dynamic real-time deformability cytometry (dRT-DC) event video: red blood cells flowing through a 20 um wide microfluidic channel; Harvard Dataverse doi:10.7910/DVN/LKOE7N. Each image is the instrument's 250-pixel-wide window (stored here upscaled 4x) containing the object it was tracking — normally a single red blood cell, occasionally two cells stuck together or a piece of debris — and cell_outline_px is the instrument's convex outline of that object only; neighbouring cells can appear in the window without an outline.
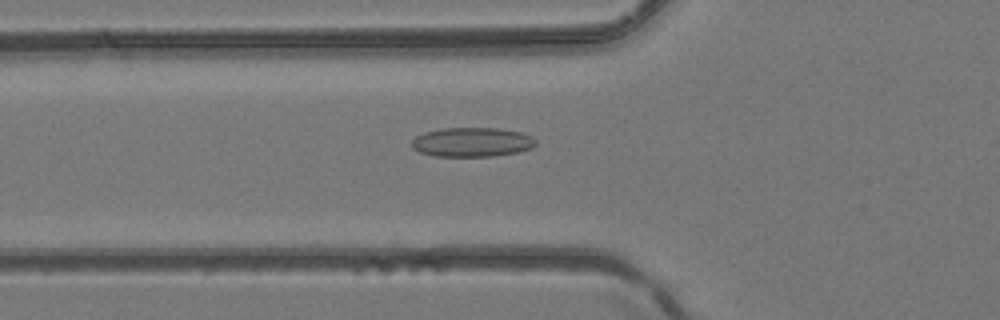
{"species": "common noctule bat (a hibernating species)", "species_latin": "Nyctalus noctula", "temperature_condition": "room temperature", "stored_images_in_passage": 30, "camera_frame_rate_fps": 3000, "um_per_image_px": 0.085, "animal": {"sex": "female", "body_mass_g": 24.6, "forearm_length_mm": 56.2}, "frame": {"image": 1, "passage_image": 4, "time_ms": 1.0, "image_size_px": [1000, 320], "cell_outline_px": [[536, 144], [532, 148], [520, 152], [492, 156], [432, 156], [420, 152], [412, 148], [412, 140], [416, 136], [424, 132], [444, 128], [500, 128], [520, 132], [532, 136], [536, 140]], "centroid_in_image_um": [40.14, 12.08], "position_along_channel_um": 85.7, "area_um2": 21.33}}
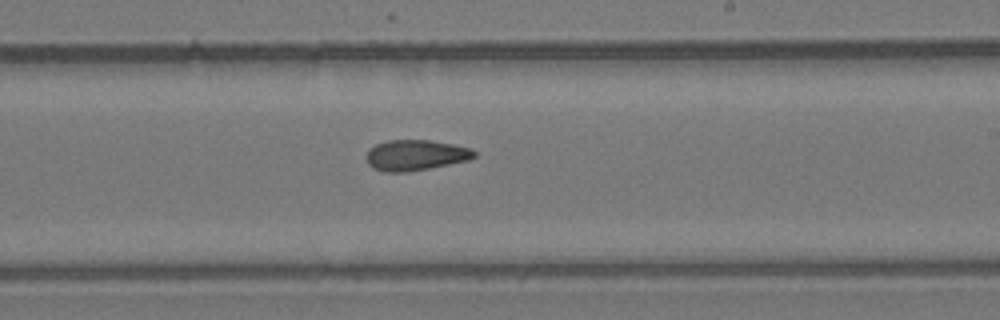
{"frame": {"image": 2, "passage_image": 14, "time_ms": 4.333, "image_size_px": [1000, 320], "cell_outline_px": [[476, 156], [468, 160], [408, 172], [384, 172], [372, 168], [368, 164], [364, 156], [368, 148], [376, 144], [388, 140], [428, 140], [452, 144], [472, 148], [476, 152]], "centroid_in_image_um": [35.27, 13.19], "position_along_channel_um": 253.7, "area_um2": 19.42}}
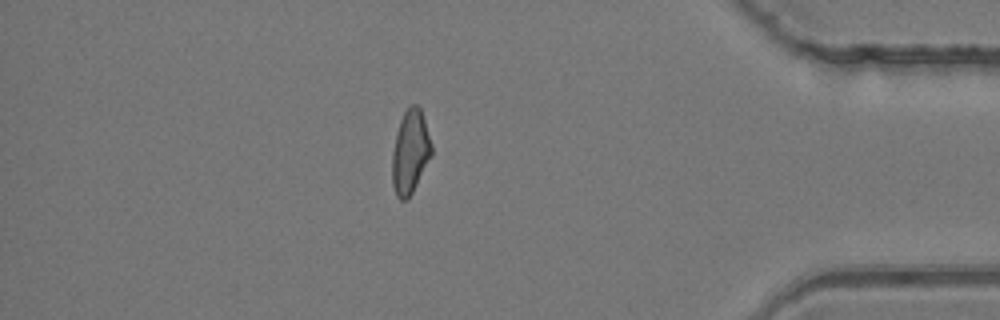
{"frame": {"image": 3, "passage_image": 25, "time_ms": 8.0, "image_size_px": [1000, 320], "cell_outline_px": [[432, 156], [408, 200], [400, 200], [396, 196], [392, 184], [392, 152], [396, 132], [400, 120], [408, 104], [416, 104], [420, 108], [432, 144]], "centroid_in_image_um": [34.86, 12.92], "position_along_channel_um": 400.3, "area_um2": 19.42}}